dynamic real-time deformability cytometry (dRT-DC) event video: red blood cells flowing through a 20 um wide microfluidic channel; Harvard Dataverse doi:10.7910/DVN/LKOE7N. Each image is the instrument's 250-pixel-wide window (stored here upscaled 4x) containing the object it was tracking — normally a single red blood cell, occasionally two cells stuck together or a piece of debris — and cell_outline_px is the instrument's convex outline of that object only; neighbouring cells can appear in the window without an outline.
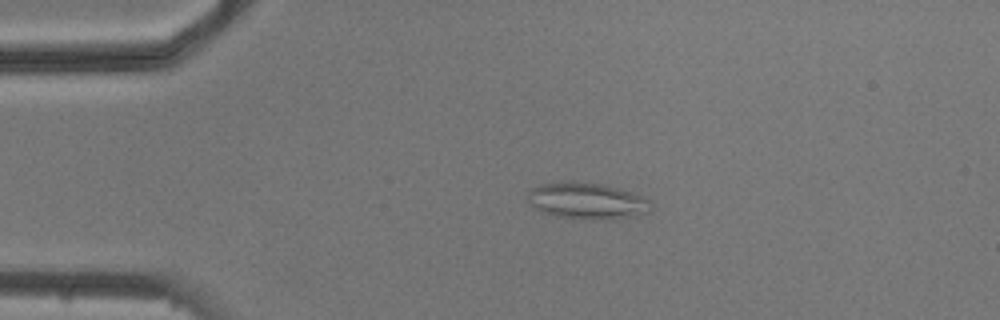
{"species": "common noctule bat (a hibernating species)", "species_latin": "Nyctalus noctula", "temperature_condition": "cold", "stored_images_in_passage": 5, "camera_frame_rate_fps": 3000, "um_per_image_px": 0.085, "animal": {"sex": "male", "body_mass_g": 20.5, "forearm_length_mm": 52.5}, "frame": {"image": 1, "passage_image": 4, "time_ms": 3.667, "image_size_px": [1000, 320], "cell_outline_px": [[652, 208], [648, 212], [608, 220], [588, 220], [556, 216], [544, 212], [528, 204], [524, 196], [532, 188], [540, 184], [572, 180], [576, 180], [604, 184], [644, 196], [652, 204]], "centroid_in_image_um": [49.84, 17.06], "position_along_channel_um": 35.2, "area_um2": 26.65}}